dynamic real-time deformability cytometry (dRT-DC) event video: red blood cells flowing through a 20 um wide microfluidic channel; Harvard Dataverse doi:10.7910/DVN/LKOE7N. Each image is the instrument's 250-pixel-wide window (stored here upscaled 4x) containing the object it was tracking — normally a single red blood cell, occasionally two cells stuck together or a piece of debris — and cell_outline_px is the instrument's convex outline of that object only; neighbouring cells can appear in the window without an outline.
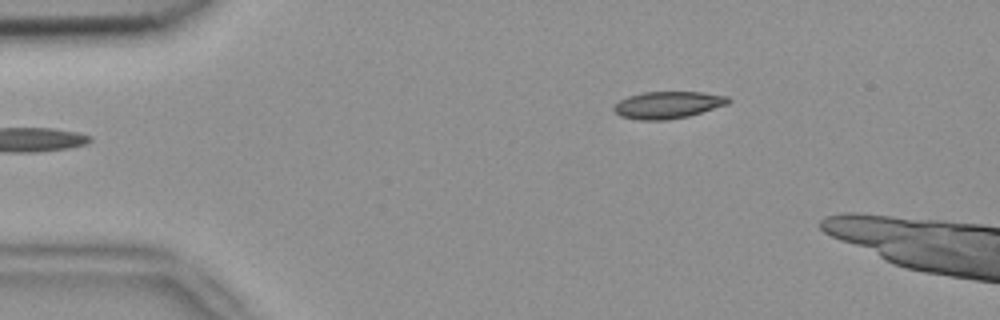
{"species": "common noctule bat (a hibernating species)", "species_latin": "Nyctalus noctula", "temperature_condition": "room temperature", "stored_images_in_passage": 3, "camera_frame_rate_fps": 3000, "um_per_image_px": 0.085, "animal": {"sex": "female", "body_mass_g": 18.4}, "frame": {"image": 1, "passage_image": 1, "time_ms": 0.0, "image_size_px": [1000, 320], "cell_outline_px": [[732, 100], [728, 104], [688, 116], [664, 120], [640, 120], [620, 116], [612, 108], [620, 100], [628, 96], [644, 92], [704, 92], [728, 96]], "centroid_in_image_um": [56.78, 8.91], "position_along_channel_um": 28.2, "area_um2": 17.98}}